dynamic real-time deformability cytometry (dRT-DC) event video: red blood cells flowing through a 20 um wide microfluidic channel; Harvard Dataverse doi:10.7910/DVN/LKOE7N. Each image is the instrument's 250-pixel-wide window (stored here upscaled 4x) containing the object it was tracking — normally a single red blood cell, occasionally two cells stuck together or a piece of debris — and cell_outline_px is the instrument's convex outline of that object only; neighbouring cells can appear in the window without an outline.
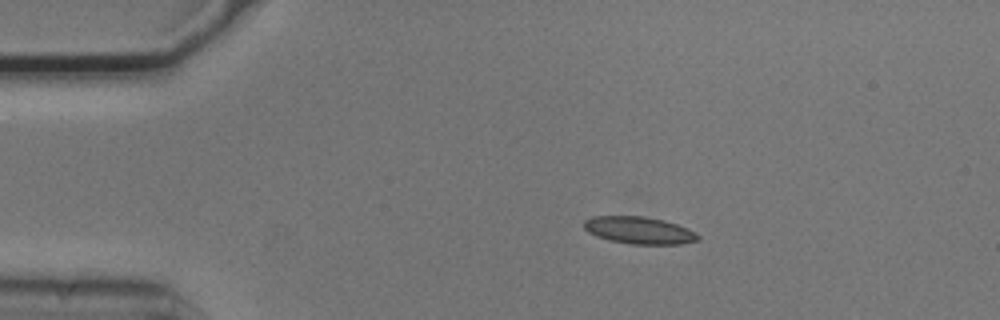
{"species": "common noctule bat (a hibernating species)", "species_latin": "Nyctalus noctula", "temperature_condition": "cold", "stored_images_in_passage": 45, "camera_frame_rate_fps": 3000, "um_per_image_px": 0.085, "animal": {"sex": "male", "body_mass_g": 20.5, "forearm_length_mm": 52.5}, "frame": {"image": 1, "passage_image": 1, "time_ms": 0.0, "image_size_px": [1000, 320], "cell_outline_px": [[700, 240], [680, 244], [632, 244], [612, 240], [596, 236], [588, 232], [584, 228], [584, 220], [592, 216], [644, 216], [664, 220], [688, 228], [696, 232], [700, 236]], "centroid_in_image_um": [54.35, 19.57], "position_along_channel_um": 30.7, "area_um2": 18.09}}
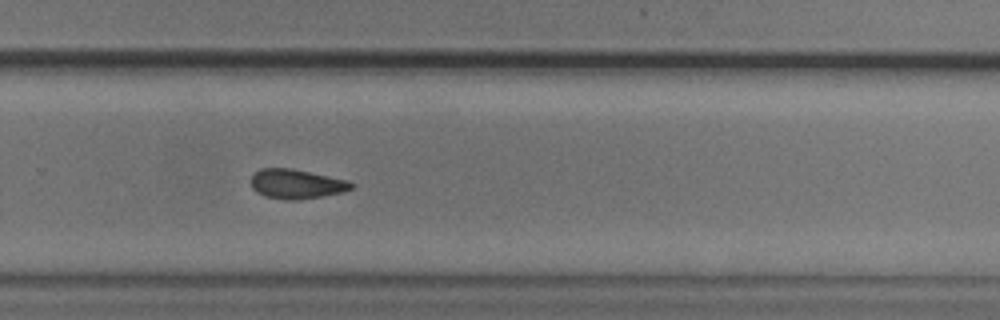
{"frame": {"image": 2, "passage_image": 27, "time_ms": 8.667, "image_size_px": [1000, 320], "cell_outline_px": [[356, 184], [352, 188], [344, 192], [324, 196], [296, 200], [288, 200], [264, 196], [256, 192], [252, 188], [252, 176], [260, 168], [292, 168], [348, 180]], "centroid_in_image_um": [25.23, 15.64], "position_along_channel_um": 304.6, "area_um2": 17.34}}
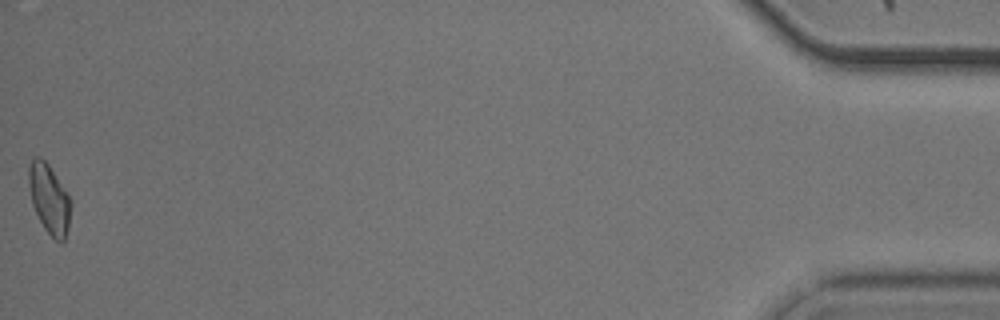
{"frame": {"image": 3, "passage_image": 45, "time_ms": 14.667, "image_size_px": [1000, 320], "cell_outline_px": [[72, 204], [68, 228], [64, 244], [60, 244], [44, 228], [32, 204], [28, 184], [28, 168], [32, 156], [40, 156], [48, 164], [72, 200]], "centroid_in_image_um": [4.19, 16.91], "position_along_channel_um": 431.0, "area_um2": 17.22}, "authors_computed_cell_mechanics": {"area_um2": 17.2244, "velocity_mm_per_s": 3.7243, "shape_relaxation_time_tau1_ms": 8.9938, "shape_relaxation_time_tau2_ms": 5.6353, "deformation_change_tau1": 0.177, "deformation_change_tau2": 0.1092}}